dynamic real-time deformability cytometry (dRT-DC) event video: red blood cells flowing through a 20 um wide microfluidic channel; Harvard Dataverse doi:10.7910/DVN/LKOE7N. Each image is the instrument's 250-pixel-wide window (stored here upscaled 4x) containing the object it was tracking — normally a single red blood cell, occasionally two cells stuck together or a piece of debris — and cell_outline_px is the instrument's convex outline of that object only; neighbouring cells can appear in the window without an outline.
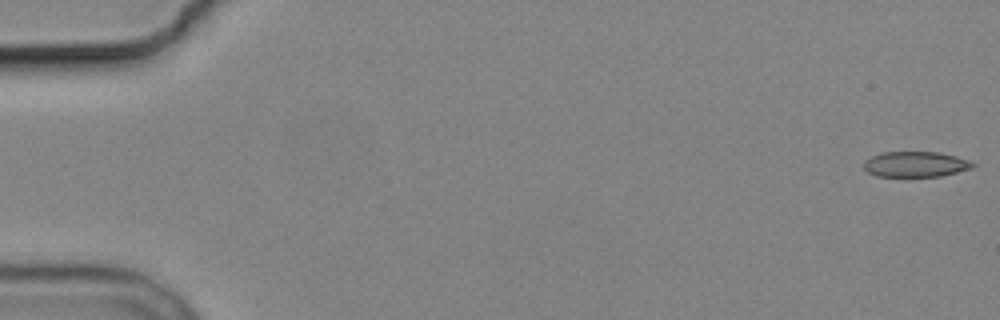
{"species": "common noctule bat (a hibernating species)", "species_latin": "Nyctalus noctula", "temperature_condition": "cold", "stored_images_in_passage": 7, "camera_frame_rate_fps": 3000, "um_per_image_px": 0.085, "animal": {"sex": "male", "body_mass_g": 19.2, "forearm_length_mm": 51.8}, "frame": {"image": 1, "passage_image": 1, "time_ms": 0.0, "image_size_px": [1000, 320], "cell_outline_px": [[976, 164], [972, 168], [940, 176], [876, 176], [868, 172], [864, 168], [864, 160], [880, 152], [940, 152], [972, 160]], "centroid_in_image_um": [77.84, 13.95], "position_along_channel_um": 7.2, "area_um2": 16.24}}
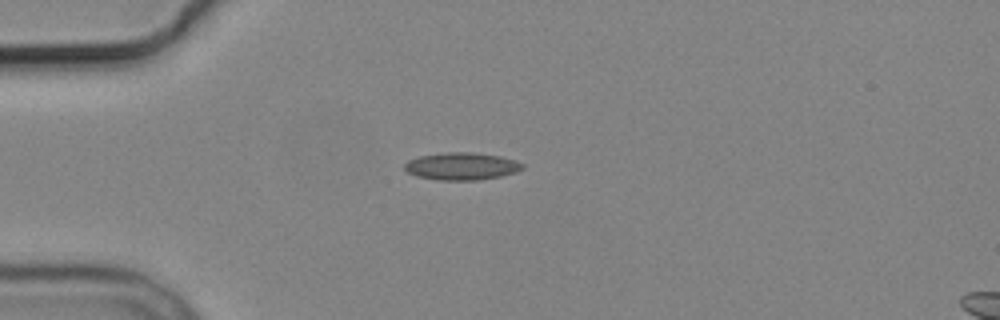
{"frame": {"image": 2, "passage_image": 5, "time_ms": 4.667, "image_size_px": [1000, 320], "cell_outline_px": [[524, 168], [516, 172], [500, 176], [476, 180], [440, 180], [416, 176], [408, 172], [404, 168], [404, 164], [408, 160], [420, 156], [448, 152], [472, 152], [500, 156], [516, 160], [524, 164]], "centroid_in_image_um": [39.25, 14.13], "position_along_channel_um": 45.7, "area_um2": 18.79}}
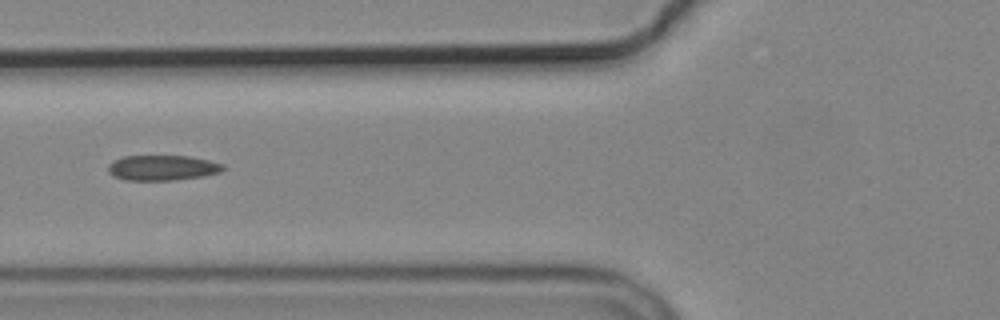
{"frame": {"image": 3, "passage_image": 7, "time_ms": 7.0, "image_size_px": [1000, 320], "cell_outline_px": [[224, 168], [220, 172], [204, 176], [176, 180], [124, 180], [112, 176], [108, 172], [108, 164], [124, 156], [188, 156], [208, 160], [224, 164]], "centroid_in_image_um": [13.79, 14.27], "position_along_channel_um": 112.0, "area_um2": 16.94}}